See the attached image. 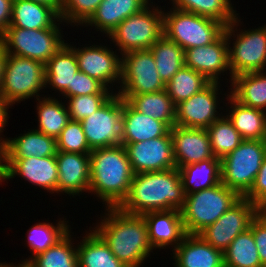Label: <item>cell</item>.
Segmentation results:
<instances>
[{
	"mask_svg": "<svg viewBox=\"0 0 266 267\" xmlns=\"http://www.w3.org/2000/svg\"><path fill=\"white\" fill-rule=\"evenodd\" d=\"M153 0H103L92 17L83 25L93 27L101 35L108 37L126 18L140 13Z\"/></svg>",
	"mask_w": 266,
	"mask_h": 267,
	"instance_id": "603a6c76",
	"label": "cell"
},
{
	"mask_svg": "<svg viewBox=\"0 0 266 267\" xmlns=\"http://www.w3.org/2000/svg\"><path fill=\"white\" fill-rule=\"evenodd\" d=\"M241 196L222 182L186 195L180 209L187 234L198 235L215 223Z\"/></svg>",
	"mask_w": 266,
	"mask_h": 267,
	"instance_id": "277c9868",
	"label": "cell"
},
{
	"mask_svg": "<svg viewBox=\"0 0 266 267\" xmlns=\"http://www.w3.org/2000/svg\"><path fill=\"white\" fill-rule=\"evenodd\" d=\"M221 83L211 82L202 91L176 105L175 125L185 128L207 129L224 114L220 106ZM220 90V91H219ZM219 98V99H218ZM218 109H220L218 111ZM221 111V112H220ZM220 112V113H219Z\"/></svg>",
	"mask_w": 266,
	"mask_h": 267,
	"instance_id": "2e32d148",
	"label": "cell"
},
{
	"mask_svg": "<svg viewBox=\"0 0 266 267\" xmlns=\"http://www.w3.org/2000/svg\"><path fill=\"white\" fill-rule=\"evenodd\" d=\"M58 165L57 194H68L71 198L89 193L90 154L57 151Z\"/></svg>",
	"mask_w": 266,
	"mask_h": 267,
	"instance_id": "ffe728a7",
	"label": "cell"
},
{
	"mask_svg": "<svg viewBox=\"0 0 266 267\" xmlns=\"http://www.w3.org/2000/svg\"><path fill=\"white\" fill-rule=\"evenodd\" d=\"M12 2L13 0H0V36L11 23Z\"/></svg>",
	"mask_w": 266,
	"mask_h": 267,
	"instance_id": "7dc6e473",
	"label": "cell"
},
{
	"mask_svg": "<svg viewBox=\"0 0 266 267\" xmlns=\"http://www.w3.org/2000/svg\"><path fill=\"white\" fill-rule=\"evenodd\" d=\"M45 90V65L39 61L7 55L1 83V95L12 108L25 99L40 98Z\"/></svg>",
	"mask_w": 266,
	"mask_h": 267,
	"instance_id": "ba28073f",
	"label": "cell"
},
{
	"mask_svg": "<svg viewBox=\"0 0 266 267\" xmlns=\"http://www.w3.org/2000/svg\"><path fill=\"white\" fill-rule=\"evenodd\" d=\"M66 219L59 218L55 225L48 222L49 220L32 225L27 231L28 238L26 239L31 255L20 262L27 264L33 257L45 252L60 241L72 229Z\"/></svg>",
	"mask_w": 266,
	"mask_h": 267,
	"instance_id": "d6a6232c",
	"label": "cell"
},
{
	"mask_svg": "<svg viewBox=\"0 0 266 267\" xmlns=\"http://www.w3.org/2000/svg\"><path fill=\"white\" fill-rule=\"evenodd\" d=\"M243 197L259 208L266 203V156L251 189Z\"/></svg>",
	"mask_w": 266,
	"mask_h": 267,
	"instance_id": "bcb514c9",
	"label": "cell"
},
{
	"mask_svg": "<svg viewBox=\"0 0 266 267\" xmlns=\"http://www.w3.org/2000/svg\"><path fill=\"white\" fill-rule=\"evenodd\" d=\"M21 177L49 194L57 193L58 165L56 156L29 158H0V185Z\"/></svg>",
	"mask_w": 266,
	"mask_h": 267,
	"instance_id": "4fadbf2b",
	"label": "cell"
},
{
	"mask_svg": "<svg viewBox=\"0 0 266 267\" xmlns=\"http://www.w3.org/2000/svg\"><path fill=\"white\" fill-rule=\"evenodd\" d=\"M170 2L173 8L217 20L225 27L239 15L231 0H170Z\"/></svg>",
	"mask_w": 266,
	"mask_h": 267,
	"instance_id": "d590c367",
	"label": "cell"
},
{
	"mask_svg": "<svg viewBox=\"0 0 266 267\" xmlns=\"http://www.w3.org/2000/svg\"><path fill=\"white\" fill-rule=\"evenodd\" d=\"M60 19L53 27L44 29H24L8 27L0 36V42L7 54L30 58L46 64L65 44ZM61 24V25H60Z\"/></svg>",
	"mask_w": 266,
	"mask_h": 267,
	"instance_id": "8992f818",
	"label": "cell"
},
{
	"mask_svg": "<svg viewBox=\"0 0 266 267\" xmlns=\"http://www.w3.org/2000/svg\"><path fill=\"white\" fill-rule=\"evenodd\" d=\"M224 267H264L252 231L239 234L223 252Z\"/></svg>",
	"mask_w": 266,
	"mask_h": 267,
	"instance_id": "74e56055",
	"label": "cell"
},
{
	"mask_svg": "<svg viewBox=\"0 0 266 267\" xmlns=\"http://www.w3.org/2000/svg\"><path fill=\"white\" fill-rule=\"evenodd\" d=\"M176 168L198 163L207 159H217L212 151L206 129L173 126L170 129Z\"/></svg>",
	"mask_w": 266,
	"mask_h": 267,
	"instance_id": "d6986e66",
	"label": "cell"
},
{
	"mask_svg": "<svg viewBox=\"0 0 266 267\" xmlns=\"http://www.w3.org/2000/svg\"><path fill=\"white\" fill-rule=\"evenodd\" d=\"M150 50L155 58L158 74L165 84L185 66V50L164 35L150 47Z\"/></svg>",
	"mask_w": 266,
	"mask_h": 267,
	"instance_id": "e575fe53",
	"label": "cell"
},
{
	"mask_svg": "<svg viewBox=\"0 0 266 267\" xmlns=\"http://www.w3.org/2000/svg\"><path fill=\"white\" fill-rule=\"evenodd\" d=\"M120 84L115 93L125 101L131 95L155 93L166 87L158 74L150 49L134 50L121 55Z\"/></svg>",
	"mask_w": 266,
	"mask_h": 267,
	"instance_id": "8fae6325",
	"label": "cell"
},
{
	"mask_svg": "<svg viewBox=\"0 0 266 267\" xmlns=\"http://www.w3.org/2000/svg\"><path fill=\"white\" fill-rule=\"evenodd\" d=\"M103 0H62L60 19L68 26H81L92 17Z\"/></svg>",
	"mask_w": 266,
	"mask_h": 267,
	"instance_id": "60d3db41",
	"label": "cell"
},
{
	"mask_svg": "<svg viewBox=\"0 0 266 267\" xmlns=\"http://www.w3.org/2000/svg\"><path fill=\"white\" fill-rule=\"evenodd\" d=\"M249 229L252 231L260 261L266 267V215L259 212L252 220Z\"/></svg>",
	"mask_w": 266,
	"mask_h": 267,
	"instance_id": "f6af8a7d",
	"label": "cell"
},
{
	"mask_svg": "<svg viewBox=\"0 0 266 267\" xmlns=\"http://www.w3.org/2000/svg\"><path fill=\"white\" fill-rule=\"evenodd\" d=\"M186 198L178 168L134 174L127 198L119 208L128 214L180 210Z\"/></svg>",
	"mask_w": 266,
	"mask_h": 267,
	"instance_id": "7a4b0ae2",
	"label": "cell"
},
{
	"mask_svg": "<svg viewBox=\"0 0 266 267\" xmlns=\"http://www.w3.org/2000/svg\"><path fill=\"white\" fill-rule=\"evenodd\" d=\"M142 217L146 221L150 246L154 250L170 249L171 246L173 252L187 235L180 210L150 211L142 214Z\"/></svg>",
	"mask_w": 266,
	"mask_h": 267,
	"instance_id": "44dd1931",
	"label": "cell"
},
{
	"mask_svg": "<svg viewBox=\"0 0 266 267\" xmlns=\"http://www.w3.org/2000/svg\"><path fill=\"white\" fill-rule=\"evenodd\" d=\"M60 15L50 6L30 0H13L9 27L44 29L53 27Z\"/></svg>",
	"mask_w": 266,
	"mask_h": 267,
	"instance_id": "83f0119b",
	"label": "cell"
},
{
	"mask_svg": "<svg viewBox=\"0 0 266 267\" xmlns=\"http://www.w3.org/2000/svg\"><path fill=\"white\" fill-rule=\"evenodd\" d=\"M185 67L191 68L196 72L204 75L210 82H219L221 75L227 76L229 71L230 80L232 83L233 76L229 66V46L225 32H223L211 44L192 47L185 50ZM225 72V73H224Z\"/></svg>",
	"mask_w": 266,
	"mask_h": 267,
	"instance_id": "ac0fdd59",
	"label": "cell"
},
{
	"mask_svg": "<svg viewBox=\"0 0 266 267\" xmlns=\"http://www.w3.org/2000/svg\"><path fill=\"white\" fill-rule=\"evenodd\" d=\"M123 99L114 93L98 110L81 120L91 150L121 145Z\"/></svg>",
	"mask_w": 266,
	"mask_h": 267,
	"instance_id": "7c38bea8",
	"label": "cell"
},
{
	"mask_svg": "<svg viewBox=\"0 0 266 267\" xmlns=\"http://www.w3.org/2000/svg\"><path fill=\"white\" fill-rule=\"evenodd\" d=\"M9 108L11 107L5 102L0 92V141L3 139L2 132L6 130L4 127L7 126L10 117L8 114L10 113Z\"/></svg>",
	"mask_w": 266,
	"mask_h": 267,
	"instance_id": "c3c4849f",
	"label": "cell"
},
{
	"mask_svg": "<svg viewBox=\"0 0 266 267\" xmlns=\"http://www.w3.org/2000/svg\"><path fill=\"white\" fill-rule=\"evenodd\" d=\"M56 142L57 151L80 154H90L92 151L80 121L70 120L57 137Z\"/></svg>",
	"mask_w": 266,
	"mask_h": 267,
	"instance_id": "b9f144b4",
	"label": "cell"
},
{
	"mask_svg": "<svg viewBox=\"0 0 266 267\" xmlns=\"http://www.w3.org/2000/svg\"><path fill=\"white\" fill-rule=\"evenodd\" d=\"M260 212L266 215V203L260 208Z\"/></svg>",
	"mask_w": 266,
	"mask_h": 267,
	"instance_id": "f5cc1de1",
	"label": "cell"
},
{
	"mask_svg": "<svg viewBox=\"0 0 266 267\" xmlns=\"http://www.w3.org/2000/svg\"><path fill=\"white\" fill-rule=\"evenodd\" d=\"M112 95L113 94H92L65 98L70 120H83L96 112Z\"/></svg>",
	"mask_w": 266,
	"mask_h": 267,
	"instance_id": "7bdbcfd3",
	"label": "cell"
},
{
	"mask_svg": "<svg viewBox=\"0 0 266 267\" xmlns=\"http://www.w3.org/2000/svg\"><path fill=\"white\" fill-rule=\"evenodd\" d=\"M260 208L241 197L215 223L201 231L200 236L214 248L224 252L230 243L241 233L250 228L252 220Z\"/></svg>",
	"mask_w": 266,
	"mask_h": 267,
	"instance_id": "5bb4252c",
	"label": "cell"
},
{
	"mask_svg": "<svg viewBox=\"0 0 266 267\" xmlns=\"http://www.w3.org/2000/svg\"><path fill=\"white\" fill-rule=\"evenodd\" d=\"M134 174L176 168L170 131L155 139L138 143H121Z\"/></svg>",
	"mask_w": 266,
	"mask_h": 267,
	"instance_id": "e0dca14e",
	"label": "cell"
},
{
	"mask_svg": "<svg viewBox=\"0 0 266 267\" xmlns=\"http://www.w3.org/2000/svg\"><path fill=\"white\" fill-rule=\"evenodd\" d=\"M241 20L238 15L224 28L229 46V66L233 77L243 73L266 71V24L248 30L240 27L237 29L242 25Z\"/></svg>",
	"mask_w": 266,
	"mask_h": 267,
	"instance_id": "5b68a950",
	"label": "cell"
},
{
	"mask_svg": "<svg viewBox=\"0 0 266 267\" xmlns=\"http://www.w3.org/2000/svg\"><path fill=\"white\" fill-rule=\"evenodd\" d=\"M266 156V140H243L221 159V182L243 197L252 187Z\"/></svg>",
	"mask_w": 266,
	"mask_h": 267,
	"instance_id": "30bf717a",
	"label": "cell"
},
{
	"mask_svg": "<svg viewBox=\"0 0 266 267\" xmlns=\"http://www.w3.org/2000/svg\"><path fill=\"white\" fill-rule=\"evenodd\" d=\"M0 267H29L27 264H24V263H18L17 265H16V262L15 263H13V262H7L6 263V261L5 262H3V263H1L0 264Z\"/></svg>",
	"mask_w": 266,
	"mask_h": 267,
	"instance_id": "816d5d0a",
	"label": "cell"
},
{
	"mask_svg": "<svg viewBox=\"0 0 266 267\" xmlns=\"http://www.w3.org/2000/svg\"><path fill=\"white\" fill-rule=\"evenodd\" d=\"M228 93L230 92L221 94L226 96V101H229L224 103L227 108L223 112H226L224 115L230 120L233 127L244 140H266V112L244 106Z\"/></svg>",
	"mask_w": 266,
	"mask_h": 267,
	"instance_id": "d4e9b609",
	"label": "cell"
},
{
	"mask_svg": "<svg viewBox=\"0 0 266 267\" xmlns=\"http://www.w3.org/2000/svg\"><path fill=\"white\" fill-rule=\"evenodd\" d=\"M230 86L229 94L240 104L266 112V71L237 75Z\"/></svg>",
	"mask_w": 266,
	"mask_h": 267,
	"instance_id": "f1b7e54d",
	"label": "cell"
},
{
	"mask_svg": "<svg viewBox=\"0 0 266 267\" xmlns=\"http://www.w3.org/2000/svg\"><path fill=\"white\" fill-rule=\"evenodd\" d=\"M102 215L100 222L91 228L108 244L118 260L128 267H143L153 249L142 215L128 214L119 207L105 208Z\"/></svg>",
	"mask_w": 266,
	"mask_h": 267,
	"instance_id": "6da1fadb",
	"label": "cell"
},
{
	"mask_svg": "<svg viewBox=\"0 0 266 267\" xmlns=\"http://www.w3.org/2000/svg\"><path fill=\"white\" fill-rule=\"evenodd\" d=\"M185 194L210 188L221 182V159H207L179 168Z\"/></svg>",
	"mask_w": 266,
	"mask_h": 267,
	"instance_id": "1f68e13d",
	"label": "cell"
},
{
	"mask_svg": "<svg viewBox=\"0 0 266 267\" xmlns=\"http://www.w3.org/2000/svg\"><path fill=\"white\" fill-rule=\"evenodd\" d=\"M172 253L174 267H224L223 252L198 235L187 234Z\"/></svg>",
	"mask_w": 266,
	"mask_h": 267,
	"instance_id": "cb8c5ba5",
	"label": "cell"
},
{
	"mask_svg": "<svg viewBox=\"0 0 266 267\" xmlns=\"http://www.w3.org/2000/svg\"><path fill=\"white\" fill-rule=\"evenodd\" d=\"M7 55L8 54L6 53L4 46L0 42V89H1L2 76H3V72H4V65H5Z\"/></svg>",
	"mask_w": 266,
	"mask_h": 267,
	"instance_id": "f907efd6",
	"label": "cell"
},
{
	"mask_svg": "<svg viewBox=\"0 0 266 267\" xmlns=\"http://www.w3.org/2000/svg\"><path fill=\"white\" fill-rule=\"evenodd\" d=\"M110 89L105 88L99 81L90 77L82 71H77L72 80V86L62 95L63 100L67 97L92 94H114Z\"/></svg>",
	"mask_w": 266,
	"mask_h": 267,
	"instance_id": "ee69618b",
	"label": "cell"
},
{
	"mask_svg": "<svg viewBox=\"0 0 266 267\" xmlns=\"http://www.w3.org/2000/svg\"><path fill=\"white\" fill-rule=\"evenodd\" d=\"M170 128L162 121L144 115L123 100L122 142L138 143L165 136Z\"/></svg>",
	"mask_w": 266,
	"mask_h": 267,
	"instance_id": "484cf974",
	"label": "cell"
},
{
	"mask_svg": "<svg viewBox=\"0 0 266 267\" xmlns=\"http://www.w3.org/2000/svg\"><path fill=\"white\" fill-rule=\"evenodd\" d=\"M126 102L138 112L164 122L170 129L175 126V108L166 89L147 94L131 95Z\"/></svg>",
	"mask_w": 266,
	"mask_h": 267,
	"instance_id": "836d02e7",
	"label": "cell"
},
{
	"mask_svg": "<svg viewBox=\"0 0 266 267\" xmlns=\"http://www.w3.org/2000/svg\"><path fill=\"white\" fill-rule=\"evenodd\" d=\"M32 2H38L52 7L58 14L62 5V0H30Z\"/></svg>",
	"mask_w": 266,
	"mask_h": 267,
	"instance_id": "681fc988",
	"label": "cell"
},
{
	"mask_svg": "<svg viewBox=\"0 0 266 267\" xmlns=\"http://www.w3.org/2000/svg\"><path fill=\"white\" fill-rule=\"evenodd\" d=\"M71 230L54 246L33 257L27 265L29 267H79L77 245L73 243Z\"/></svg>",
	"mask_w": 266,
	"mask_h": 267,
	"instance_id": "8d00e7d4",
	"label": "cell"
},
{
	"mask_svg": "<svg viewBox=\"0 0 266 267\" xmlns=\"http://www.w3.org/2000/svg\"><path fill=\"white\" fill-rule=\"evenodd\" d=\"M89 193L105 204L119 207L127 198L134 173L124 146L97 148L90 152Z\"/></svg>",
	"mask_w": 266,
	"mask_h": 267,
	"instance_id": "3957f363",
	"label": "cell"
},
{
	"mask_svg": "<svg viewBox=\"0 0 266 267\" xmlns=\"http://www.w3.org/2000/svg\"><path fill=\"white\" fill-rule=\"evenodd\" d=\"M163 9V35L184 50L211 44L224 32L217 20L173 7Z\"/></svg>",
	"mask_w": 266,
	"mask_h": 267,
	"instance_id": "9c48e42d",
	"label": "cell"
},
{
	"mask_svg": "<svg viewBox=\"0 0 266 267\" xmlns=\"http://www.w3.org/2000/svg\"><path fill=\"white\" fill-rule=\"evenodd\" d=\"M206 130L213 154L219 159L231 153L244 140L225 115L214 121Z\"/></svg>",
	"mask_w": 266,
	"mask_h": 267,
	"instance_id": "ab89813d",
	"label": "cell"
},
{
	"mask_svg": "<svg viewBox=\"0 0 266 267\" xmlns=\"http://www.w3.org/2000/svg\"><path fill=\"white\" fill-rule=\"evenodd\" d=\"M210 83L204 75L184 66L166 84L165 89L176 106L202 91Z\"/></svg>",
	"mask_w": 266,
	"mask_h": 267,
	"instance_id": "f35d334b",
	"label": "cell"
},
{
	"mask_svg": "<svg viewBox=\"0 0 266 267\" xmlns=\"http://www.w3.org/2000/svg\"><path fill=\"white\" fill-rule=\"evenodd\" d=\"M14 138H3L0 141V158H29L56 156V139L34 129Z\"/></svg>",
	"mask_w": 266,
	"mask_h": 267,
	"instance_id": "7402d4cb",
	"label": "cell"
},
{
	"mask_svg": "<svg viewBox=\"0 0 266 267\" xmlns=\"http://www.w3.org/2000/svg\"><path fill=\"white\" fill-rule=\"evenodd\" d=\"M89 231V232H88ZM77 243L79 267H128L111 252L108 244L91 227Z\"/></svg>",
	"mask_w": 266,
	"mask_h": 267,
	"instance_id": "f546056e",
	"label": "cell"
},
{
	"mask_svg": "<svg viewBox=\"0 0 266 267\" xmlns=\"http://www.w3.org/2000/svg\"><path fill=\"white\" fill-rule=\"evenodd\" d=\"M78 70L76 54L66 41L45 64V89L49 87L62 96L72 86Z\"/></svg>",
	"mask_w": 266,
	"mask_h": 267,
	"instance_id": "4316f807",
	"label": "cell"
},
{
	"mask_svg": "<svg viewBox=\"0 0 266 267\" xmlns=\"http://www.w3.org/2000/svg\"><path fill=\"white\" fill-rule=\"evenodd\" d=\"M36 100V112L38 115H36L38 119L36 130L57 139L70 121V115L67 111L65 101L62 102L56 96L51 97V95H48L47 97L44 94L43 97L37 98Z\"/></svg>",
	"mask_w": 266,
	"mask_h": 267,
	"instance_id": "4dcf8cb0",
	"label": "cell"
},
{
	"mask_svg": "<svg viewBox=\"0 0 266 267\" xmlns=\"http://www.w3.org/2000/svg\"><path fill=\"white\" fill-rule=\"evenodd\" d=\"M154 5V6H153ZM163 7L153 1L140 13L123 20L108 36L120 55L146 50L163 35Z\"/></svg>",
	"mask_w": 266,
	"mask_h": 267,
	"instance_id": "52a82bcc",
	"label": "cell"
},
{
	"mask_svg": "<svg viewBox=\"0 0 266 267\" xmlns=\"http://www.w3.org/2000/svg\"><path fill=\"white\" fill-rule=\"evenodd\" d=\"M75 52L79 71L86 73L90 77L99 81L105 88L114 92L119 88L121 80V55L117 53V49L108 47L107 45H80L82 47L76 48V45L67 43ZM73 45V46H72ZM89 45V46H88ZM91 45V46H90ZM118 87V88H117ZM112 88V89H111Z\"/></svg>",
	"mask_w": 266,
	"mask_h": 267,
	"instance_id": "9a60e30c",
	"label": "cell"
}]
</instances>
